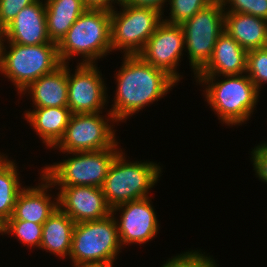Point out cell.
I'll return each instance as SVG.
<instances>
[{"instance_id":"f1b7e54d","label":"cell","mask_w":267,"mask_h":267,"mask_svg":"<svg viewBox=\"0 0 267 267\" xmlns=\"http://www.w3.org/2000/svg\"><path fill=\"white\" fill-rule=\"evenodd\" d=\"M251 153L257 177L267 183V142L257 145Z\"/></svg>"},{"instance_id":"4316f807","label":"cell","mask_w":267,"mask_h":267,"mask_svg":"<svg viewBox=\"0 0 267 267\" xmlns=\"http://www.w3.org/2000/svg\"><path fill=\"white\" fill-rule=\"evenodd\" d=\"M215 260L205 252L189 251L169 259L162 267H218Z\"/></svg>"},{"instance_id":"7c38bea8","label":"cell","mask_w":267,"mask_h":267,"mask_svg":"<svg viewBox=\"0 0 267 267\" xmlns=\"http://www.w3.org/2000/svg\"><path fill=\"white\" fill-rule=\"evenodd\" d=\"M184 49L182 26L162 21L138 55L148 64L165 71L178 83L181 75L176 68Z\"/></svg>"},{"instance_id":"d4e9b609","label":"cell","mask_w":267,"mask_h":267,"mask_svg":"<svg viewBox=\"0 0 267 267\" xmlns=\"http://www.w3.org/2000/svg\"><path fill=\"white\" fill-rule=\"evenodd\" d=\"M213 0H169L170 18L163 19L170 24L181 25L186 20L193 17L201 9L211 3Z\"/></svg>"},{"instance_id":"4dcf8cb0","label":"cell","mask_w":267,"mask_h":267,"mask_svg":"<svg viewBox=\"0 0 267 267\" xmlns=\"http://www.w3.org/2000/svg\"><path fill=\"white\" fill-rule=\"evenodd\" d=\"M87 9L112 11L115 3L120 5L122 0H83ZM114 4V5H112Z\"/></svg>"},{"instance_id":"ac0fdd59","label":"cell","mask_w":267,"mask_h":267,"mask_svg":"<svg viewBox=\"0 0 267 267\" xmlns=\"http://www.w3.org/2000/svg\"><path fill=\"white\" fill-rule=\"evenodd\" d=\"M22 92L31 95L35 108L68 107L67 64L41 76Z\"/></svg>"},{"instance_id":"5b68a950","label":"cell","mask_w":267,"mask_h":267,"mask_svg":"<svg viewBox=\"0 0 267 267\" xmlns=\"http://www.w3.org/2000/svg\"><path fill=\"white\" fill-rule=\"evenodd\" d=\"M111 163L103 186L107 204L114 207L149 197V190L158 182L160 165L154 162H127L121 148Z\"/></svg>"},{"instance_id":"ffe728a7","label":"cell","mask_w":267,"mask_h":267,"mask_svg":"<svg viewBox=\"0 0 267 267\" xmlns=\"http://www.w3.org/2000/svg\"><path fill=\"white\" fill-rule=\"evenodd\" d=\"M224 31L247 51L264 48L267 20L245 13L225 12Z\"/></svg>"},{"instance_id":"277c9868","label":"cell","mask_w":267,"mask_h":267,"mask_svg":"<svg viewBox=\"0 0 267 267\" xmlns=\"http://www.w3.org/2000/svg\"><path fill=\"white\" fill-rule=\"evenodd\" d=\"M114 214L75 223L69 257L74 267L112 266L122 245Z\"/></svg>"},{"instance_id":"44dd1931","label":"cell","mask_w":267,"mask_h":267,"mask_svg":"<svg viewBox=\"0 0 267 267\" xmlns=\"http://www.w3.org/2000/svg\"><path fill=\"white\" fill-rule=\"evenodd\" d=\"M75 222L59 207L43 223L39 249H45L61 259L69 256Z\"/></svg>"},{"instance_id":"7a4b0ae2","label":"cell","mask_w":267,"mask_h":267,"mask_svg":"<svg viewBox=\"0 0 267 267\" xmlns=\"http://www.w3.org/2000/svg\"><path fill=\"white\" fill-rule=\"evenodd\" d=\"M245 74L222 76V81L216 76L195 77L199 84H206L203 91L207 103L216 112L218 119L228 126L242 125L249 120L260 97L255 84Z\"/></svg>"},{"instance_id":"30bf717a","label":"cell","mask_w":267,"mask_h":267,"mask_svg":"<svg viewBox=\"0 0 267 267\" xmlns=\"http://www.w3.org/2000/svg\"><path fill=\"white\" fill-rule=\"evenodd\" d=\"M100 113L71 114L64 136L54 148L64 154L117 148L114 127L108 124L117 120L110 112L108 120Z\"/></svg>"},{"instance_id":"d6986e66","label":"cell","mask_w":267,"mask_h":267,"mask_svg":"<svg viewBox=\"0 0 267 267\" xmlns=\"http://www.w3.org/2000/svg\"><path fill=\"white\" fill-rule=\"evenodd\" d=\"M71 114L68 107H43L26 111L24 118L46 147L54 148L64 136Z\"/></svg>"},{"instance_id":"3957f363","label":"cell","mask_w":267,"mask_h":267,"mask_svg":"<svg viewBox=\"0 0 267 267\" xmlns=\"http://www.w3.org/2000/svg\"><path fill=\"white\" fill-rule=\"evenodd\" d=\"M57 48L62 64L69 63L74 55L83 57L80 63L95 64L96 60L112 51L110 11L87 9L73 23Z\"/></svg>"},{"instance_id":"2e32d148","label":"cell","mask_w":267,"mask_h":267,"mask_svg":"<svg viewBox=\"0 0 267 267\" xmlns=\"http://www.w3.org/2000/svg\"><path fill=\"white\" fill-rule=\"evenodd\" d=\"M247 53L224 31L217 39L209 62L195 76H229L246 73Z\"/></svg>"},{"instance_id":"836d02e7","label":"cell","mask_w":267,"mask_h":267,"mask_svg":"<svg viewBox=\"0 0 267 267\" xmlns=\"http://www.w3.org/2000/svg\"><path fill=\"white\" fill-rule=\"evenodd\" d=\"M4 38V32L3 30L0 29V71H1V66H2V49H3V44L5 42Z\"/></svg>"},{"instance_id":"9c48e42d","label":"cell","mask_w":267,"mask_h":267,"mask_svg":"<svg viewBox=\"0 0 267 267\" xmlns=\"http://www.w3.org/2000/svg\"><path fill=\"white\" fill-rule=\"evenodd\" d=\"M224 5L213 0L181 24L189 64L196 75L211 59L218 37L224 32Z\"/></svg>"},{"instance_id":"8fae6325","label":"cell","mask_w":267,"mask_h":267,"mask_svg":"<svg viewBox=\"0 0 267 267\" xmlns=\"http://www.w3.org/2000/svg\"><path fill=\"white\" fill-rule=\"evenodd\" d=\"M78 64L74 74L67 64L68 108L72 114L102 112L108 98L102 75L96 64Z\"/></svg>"},{"instance_id":"f546056e","label":"cell","mask_w":267,"mask_h":267,"mask_svg":"<svg viewBox=\"0 0 267 267\" xmlns=\"http://www.w3.org/2000/svg\"><path fill=\"white\" fill-rule=\"evenodd\" d=\"M221 1L223 2L224 10H226L225 12L245 13L251 15L252 0H221ZM226 5L229 6V8L228 7L225 8Z\"/></svg>"},{"instance_id":"d590c367","label":"cell","mask_w":267,"mask_h":267,"mask_svg":"<svg viewBox=\"0 0 267 267\" xmlns=\"http://www.w3.org/2000/svg\"><path fill=\"white\" fill-rule=\"evenodd\" d=\"M264 48L267 49V32H266V41H265Z\"/></svg>"},{"instance_id":"83f0119b","label":"cell","mask_w":267,"mask_h":267,"mask_svg":"<svg viewBox=\"0 0 267 267\" xmlns=\"http://www.w3.org/2000/svg\"><path fill=\"white\" fill-rule=\"evenodd\" d=\"M37 0H0V29L3 30L24 7Z\"/></svg>"},{"instance_id":"9a60e30c","label":"cell","mask_w":267,"mask_h":267,"mask_svg":"<svg viewBox=\"0 0 267 267\" xmlns=\"http://www.w3.org/2000/svg\"><path fill=\"white\" fill-rule=\"evenodd\" d=\"M7 43L20 45H39L52 42L46 24L45 1L36 2L24 7L17 16L3 29Z\"/></svg>"},{"instance_id":"1f68e13d","label":"cell","mask_w":267,"mask_h":267,"mask_svg":"<svg viewBox=\"0 0 267 267\" xmlns=\"http://www.w3.org/2000/svg\"><path fill=\"white\" fill-rule=\"evenodd\" d=\"M168 0H122V3L133 6L149 7L160 11L162 14L165 2Z\"/></svg>"},{"instance_id":"7402d4cb","label":"cell","mask_w":267,"mask_h":267,"mask_svg":"<svg viewBox=\"0 0 267 267\" xmlns=\"http://www.w3.org/2000/svg\"><path fill=\"white\" fill-rule=\"evenodd\" d=\"M45 4L48 35L57 44L87 10L83 0H45Z\"/></svg>"},{"instance_id":"603a6c76","label":"cell","mask_w":267,"mask_h":267,"mask_svg":"<svg viewBox=\"0 0 267 267\" xmlns=\"http://www.w3.org/2000/svg\"><path fill=\"white\" fill-rule=\"evenodd\" d=\"M0 153V222L4 225L12 216L21 187L17 166Z\"/></svg>"},{"instance_id":"e575fe53","label":"cell","mask_w":267,"mask_h":267,"mask_svg":"<svg viewBox=\"0 0 267 267\" xmlns=\"http://www.w3.org/2000/svg\"><path fill=\"white\" fill-rule=\"evenodd\" d=\"M2 233L3 235V224L0 222V234Z\"/></svg>"},{"instance_id":"8992f818","label":"cell","mask_w":267,"mask_h":267,"mask_svg":"<svg viewBox=\"0 0 267 267\" xmlns=\"http://www.w3.org/2000/svg\"><path fill=\"white\" fill-rule=\"evenodd\" d=\"M10 45V46H9ZM9 51L3 44L1 72L22 93L41 76L53 72L62 63L58 56L57 43L20 45L9 43Z\"/></svg>"},{"instance_id":"484cf974","label":"cell","mask_w":267,"mask_h":267,"mask_svg":"<svg viewBox=\"0 0 267 267\" xmlns=\"http://www.w3.org/2000/svg\"><path fill=\"white\" fill-rule=\"evenodd\" d=\"M246 74L258 91H261L262 84L267 83V49L258 48L248 51Z\"/></svg>"},{"instance_id":"4fadbf2b","label":"cell","mask_w":267,"mask_h":267,"mask_svg":"<svg viewBox=\"0 0 267 267\" xmlns=\"http://www.w3.org/2000/svg\"><path fill=\"white\" fill-rule=\"evenodd\" d=\"M149 198L129 201L112 209L115 215L121 210L120 221H116L121 245L145 244L156 236L160 227Z\"/></svg>"},{"instance_id":"6da1fadb","label":"cell","mask_w":267,"mask_h":267,"mask_svg":"<svg viewBox=\"0 0 267 267\" xmlns=\"http://www.w3.org/2000/svg\"><path fill=\"white\" fill-rule=\"evenodd\" d=\"M123 64L116 73V95L110 109L119 121L139 112L165 96L177 83L165 71L148 64L139 55H124Z\"/></svg>"},{"instance_id":"e0dca14e","label":"cell","mask_w":267,"mask_h":267,"mask_svg":"<svg viewBox=\"0 0 267 267\" xmlns=\"http://www.w3.org/2000/svg\"><path fill=\"white\" fill-rule=\"evenodd\" d=\"M41 183L36 187H25L18 196L17 203L9 220H23L43 224L58 208V197L51 200L47 194L53 184L42 174ZM44 181V182H43ZM56 201V202H55Z\"/></svg>"},{"instance_id":"52a82bcc","label":"cell","mask_w":267,"mask_h":267,"mask_svg":"<svg viewBox=\"0 0 267 267\" xmlns=\"http://www.w3.org/2000/svg\"><path fill=\"white\" fill-rule=\"evenodd\" d=\"M119 152L118 148H108L69 153L73 154V157L46 166L41 173L56 187L58 185V187L95 186L101 188L109 167Z\"/></svg>"},{"instance_id":"cb8c5ba5","label":"cell","mask_w":267,"mask_h":267,"mask_svg":"<svg viewBox=\"0 0 267 267\" xmlns=\"http://www.w3.org/2000/svg\"><path fill=\"white\" fill-rule=\"evenodd\" d=\"M43 224L23 220H8L3 225V234H14L22 244L40 247Z\"/></svg>"},{"instance_id":"5bb4252c","label":"cell","mask_w":267,"mask_h":267,"mask_svg":"<svg viewBox=\"0 0 267 267\" xmlns=\"http://www.w3.org/2000/svg\"><path fill=\"white\" fill-rule=\"evenodd\" d=\"M58 189V207L75 223L103 219L112 213L102 188L69 186Z\"/></svg>"},{"instance_id":"ba28073f","label":"cell","mask_w":267,"mask_h":267,"mask_svg":"<svg viewBox=\"0 0 267 267\" xmlns=\"http://www.w3.org/2000/svg\"><path fill=\"white\" fill-rule=\"evenodd\" d=\"M120 5L122 11L114 9L110 12L112 50H123L124 55H138L163 21L164 14L149 7Z\"/></svg>"},{"instance_id":"d6a6232c","label":"cell","mask_w":267,"mask_h":267,"mask_svg":"<svg viewBox=\"0 0 267 267\" xmlns=\"http://www.w3.org/2000/svg\"><path fill=\"white\" fill-rule=\"evenodd\" d=\"M251 15L267 20V0H252Z\"/></svg>"}]
</instances>
